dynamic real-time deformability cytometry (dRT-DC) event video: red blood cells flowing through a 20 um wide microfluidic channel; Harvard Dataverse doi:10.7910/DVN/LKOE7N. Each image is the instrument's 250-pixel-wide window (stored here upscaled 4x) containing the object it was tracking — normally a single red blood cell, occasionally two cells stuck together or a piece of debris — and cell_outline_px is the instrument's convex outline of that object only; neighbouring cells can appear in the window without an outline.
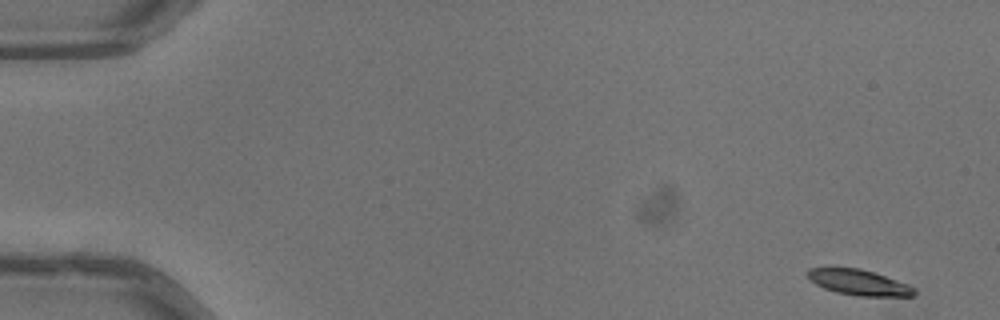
{"species": "common noctule bat (a hibernating species)", "species_latin": "Nyctalus noctula", "temperature_condition": "warm", "stored_images_in_passage": 2, "camera_frame_rate_fps": 3000, "um_per_image_px": 0.085, "animal": {"sex": "male", "body_mass_g": 13.3}, "frame": {"image": 1, "passage_image": 1, "time_ms": 0.0, "image_size_px": [1000, 320], "cell_outline_px": [[916, 292], [912, 296], [856, 296], [836, 292], [824, 288], [816, 284], [808, 276], [808, 268], [860, 268], [908, 284], [916, 288]], "centroid_in_image_um": [73.03, 24.02], "position_along_channel_um": 12.0, "area_um2": 15.66}}